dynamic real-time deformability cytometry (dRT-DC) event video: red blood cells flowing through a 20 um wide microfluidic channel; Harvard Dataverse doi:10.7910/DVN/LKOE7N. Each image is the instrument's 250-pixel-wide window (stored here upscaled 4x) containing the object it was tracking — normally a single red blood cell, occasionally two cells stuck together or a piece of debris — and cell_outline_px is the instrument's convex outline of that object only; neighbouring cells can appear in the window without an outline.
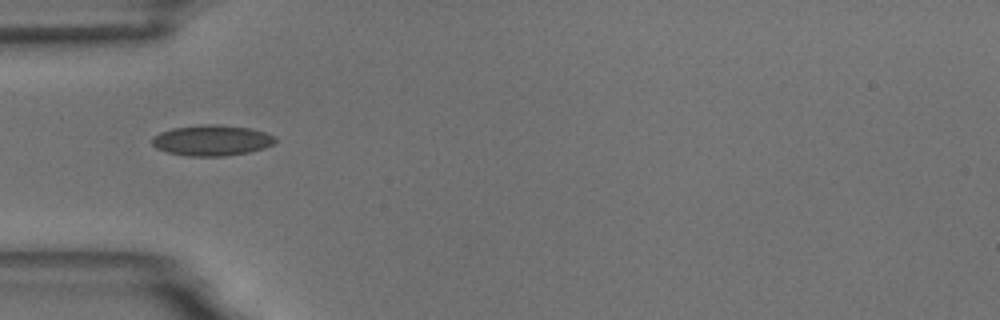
{"species": "common noctule bat (a hibernating species)", "species_latin": "Nyctalus noctula", "temperature_condition": "room temperature", "stored_images_in_passage": 6, "camera_frame_rate_fps": 3000, "um_per_image_px": 0.085, "animal": {"sex": "male", "body_mass_g": 18.8}, "frame": {"image": 1, "passage_image": 1, "time_ms": 0.0, "image_size_px": [1000, 320], "cell_outline_px": [[276, 140], [272, 144], [264, 148], [248, 152], [224, 156], [188, 156], [168, 152], [156, 148], [152, 144], [152, 136], [160, 132], [172, 128], [200, 124], [220, 124], [248, 128], [264, 132], [276, 136]], "centroid_in_image_um": [17.98, 11.92], "position_along_channel_um": 67.0, "area_um2": 22.08}}
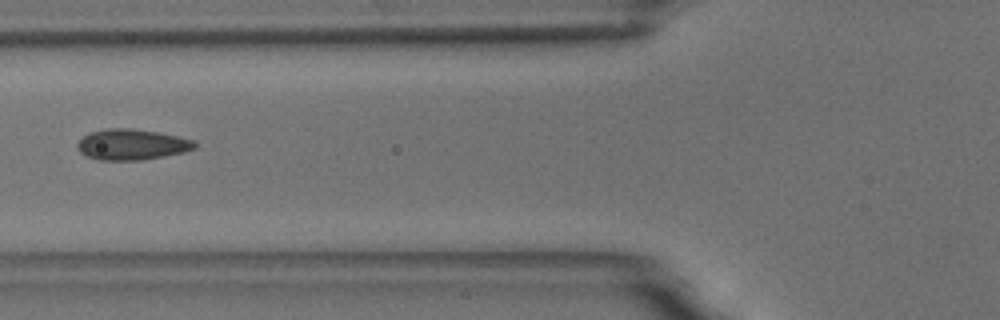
{"frame": {"image": 2, "passage_image": 2, "time_ms": 1.333, "image_size_px": [1000, 320], "cell_outline_px": [[196, 148], [184, 152], [164, 156], [140, 160], [100, 160], [88, 156], [80, 152], [76, 148], [76, 144], [88, 132], [104, 128], [132, 128], [156, 132], [196, 140]], "centroid_in_image_um": [11.19, 12.27], "position_along_channel_um": 114.6, "area_um2": 21.1}}
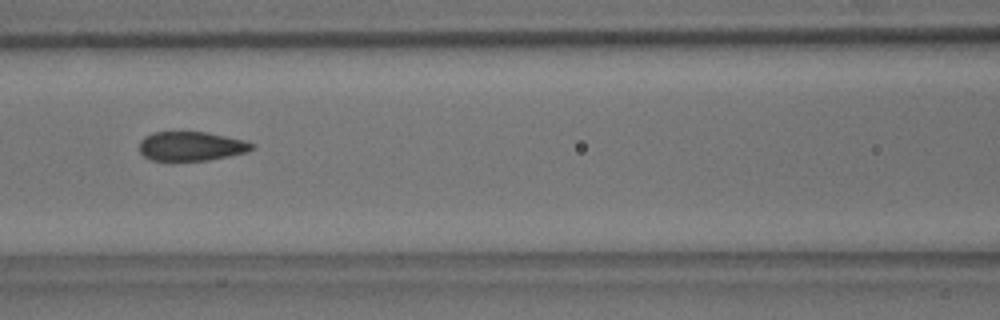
{"frame": {"image": 3, "passage_image": 3, "time_ms": 2.333, "image_size_px": [1000, 320], "cell_outline_px": [[256, 148], [244, 152], [228, 156], [208, 160], [152, 160], [144, 156], [140, 152], [140, 140], [144, 136], [152, 132], [204, 132], [244, 140], [256, 144]], "centroid_in_image_um": [16.24, 12.42], "position_along_channel_um": 150.4, "area_um2": 19.02}}